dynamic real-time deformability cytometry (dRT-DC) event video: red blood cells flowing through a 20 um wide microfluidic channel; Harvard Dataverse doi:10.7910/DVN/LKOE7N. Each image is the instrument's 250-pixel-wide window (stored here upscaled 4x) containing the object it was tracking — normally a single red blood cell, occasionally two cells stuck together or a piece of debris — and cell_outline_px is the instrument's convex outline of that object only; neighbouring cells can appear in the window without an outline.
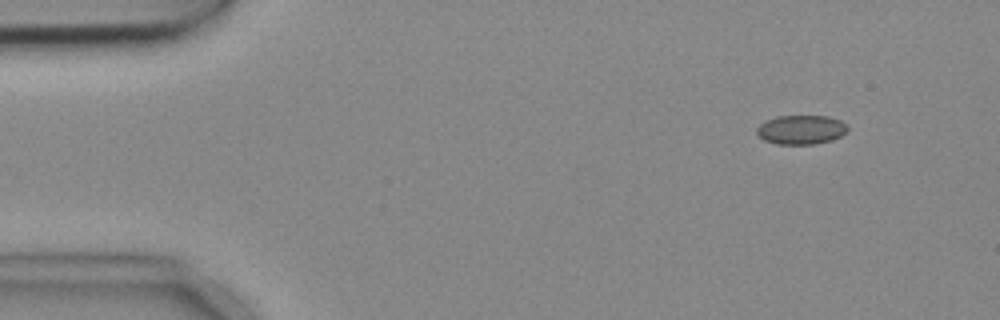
{"species": "common noctule bat (a hibernating species)", "species_latin": "Nyctalus noctula", "temperature_condition": "cold", "stored_images_in_passage": 5, "camera_frame_rate_fps": 3000, "um_per_image_px": 0.085, "animal": {"sex": "female", "body_mass_g": 18.4}, "frame": {"image": 1, "passage_image": 1, "time_ms": 0.0, "image_size_px": [1000, 320], "cell_outline_px": [[848, 132], [832, 140], [816, 144], [776, 144], [764, 140], [756, 132], [756, 128], [764, 120], [776, 116], [828, 116], [840, 120], [848, 124]], "centroid_in_image_um": [68.11, 11.02], "position_along_channel_um": 16.9, "area_um2": 15.66}}
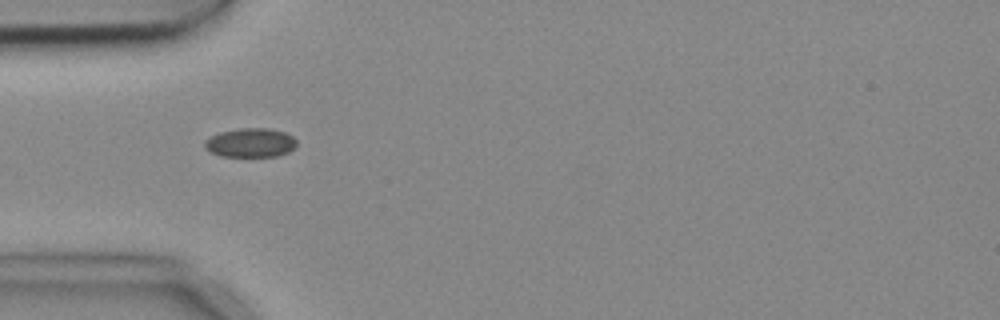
{"frame": {"image": 2, "passage_image": 4, "time_ms": 1.0, "image_size_px": [1000, 320], "cell_outline_px": [[296, 148], [288, 152], [276, 156], [220, 156], [204, 148], [204, 140], [220, 132], [240, 128], [268, 128], [284, 132], [292, 136], [296, 140]], "centroid_in_image_um": [21.3, 12.13], "position_along_channel_um": 63.7, "area_um2": 15.55}}